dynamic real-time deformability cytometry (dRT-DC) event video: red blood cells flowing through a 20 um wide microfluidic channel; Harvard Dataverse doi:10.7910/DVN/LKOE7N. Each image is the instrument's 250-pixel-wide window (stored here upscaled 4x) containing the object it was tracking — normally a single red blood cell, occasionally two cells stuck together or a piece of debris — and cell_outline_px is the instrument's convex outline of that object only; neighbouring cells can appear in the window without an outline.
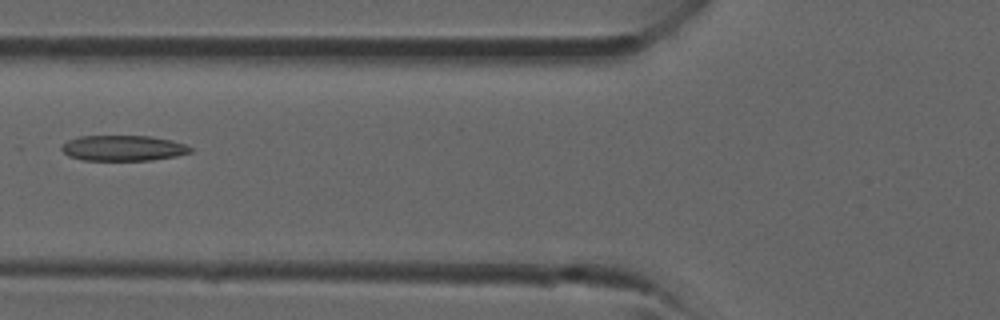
{"species": "common noctule bat (a hibernating species)", "species_latin": "Nyctalus noctula", "temperature_condition": "room temperature", "stored_images_in_passage": 26, "camera_frame_rate_fps": 3000, "um_per_image_px": 0.085, "animal": {"sex": "male", "forearm_length_mm": 52.5}, "frame": {"image": 1, "passage_image": 4, "time_ms": 1.0, "image_size_px": [1000, 320], "cell_outline_px": [[192, 152], [176, 156], [152, 160], [84, 160], [68, 156], [60, 148], [68, 140], [80, 136], [152, 136], [172, 140], [184, 144], [192, 148]], "centroid_in_image_um": [10.48, 12.59], "position_along_channel_um": 115.3, "area_um2": 19.13}}
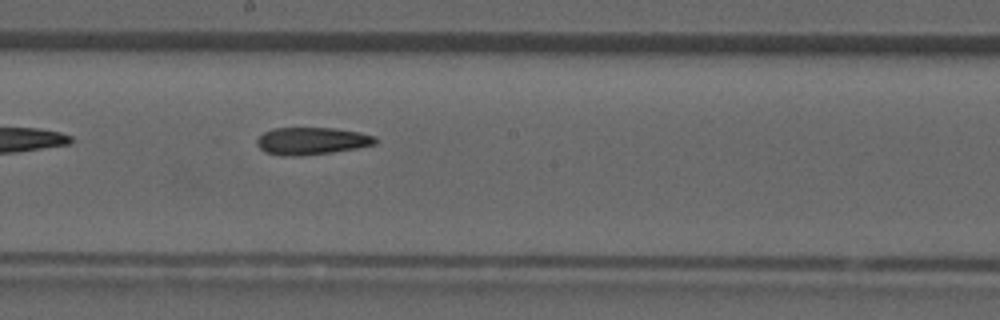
{"frame": {"image": 2, "passage_image": 10, "time_ms": 3.0, "image_size_px": [1000, 320], "cell_outline_px": [[380, 140], [376, 144], [356, 148], [332, 152], [300, 156], [280, 156], [264, 152], [256, 144], [256, 140], [264, 132], [276, 128], [336, 128], [360, 132], [376, 136]], "centroid_in_image_um": [26.52, 11.98], "position_along_channel_um": 221.7, "area_um2": 19.07}}